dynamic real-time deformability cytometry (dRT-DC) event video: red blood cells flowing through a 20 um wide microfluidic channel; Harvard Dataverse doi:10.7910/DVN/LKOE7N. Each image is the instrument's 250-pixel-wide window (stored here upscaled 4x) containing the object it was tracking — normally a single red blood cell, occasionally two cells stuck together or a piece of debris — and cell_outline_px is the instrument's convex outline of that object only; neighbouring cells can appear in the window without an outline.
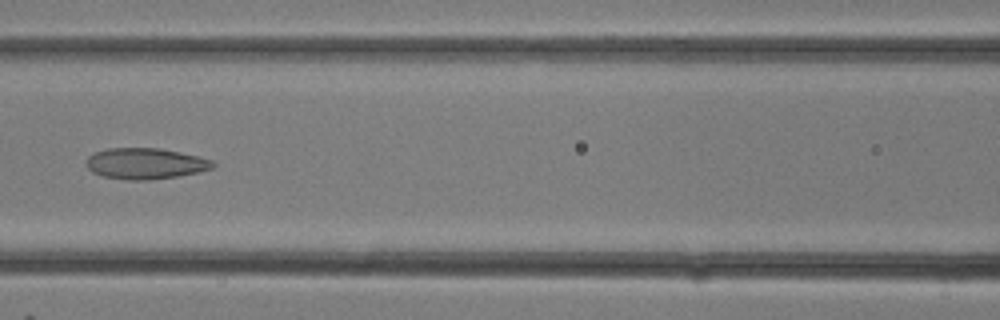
{"species": "common noctule bat (a hibernating species)", "species_latin": "Nyctalus noctula", "temperature_condition": "room temperature", "stored_images_in_passage": 28, "camera_frame_rate_fps": 3000, "um_per_image_px": 0.085, "animal": {"sex": "female"}, "frame": {"image": 1, "passage_image": 12, "time_ms": 3.667, "image_size_px": [1000, 320], "cell_outline_px": [[216, 164], [212, 168], [200, 172], [180, 176], [148, 180], [128, 180], [104, 176], [92, 172], [88, 168], [88, 156], [96, 152], [108, 148], [160, 148], [180, 152], [212, 160]], "centroid_in_image_um": [12.39, 13.9], "position_along_channel_um": 154.2, "area_um2": 22.77}}
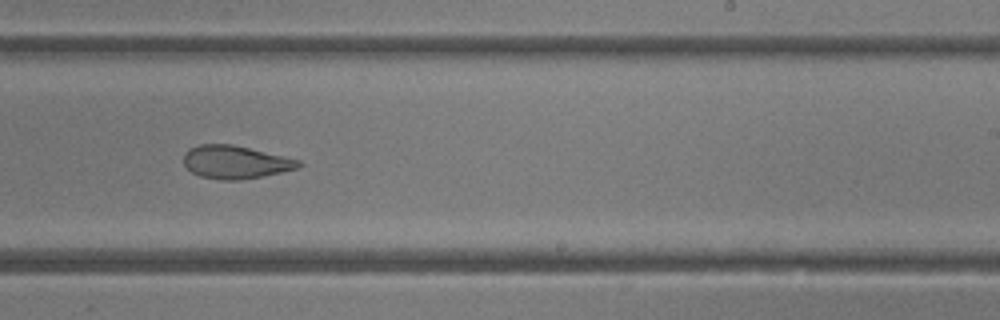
{"frame": {"image": 2, "passage_image": 17, "time_ms": 5.333, "image_size_px": [1000, 320], "cell_outline_px": [[304, 164], [300, 168], [264, 176], [240, 180], [220, 180], [200, 176], [192, 172], [184, 164], [184, 152], [188, 148], [200, 144], [232, 144], [300, 160]], "centroid_in_image_um": [20.02, 13.78], "position_along_channel_um": 269.0, "area_um2": 22.25}}
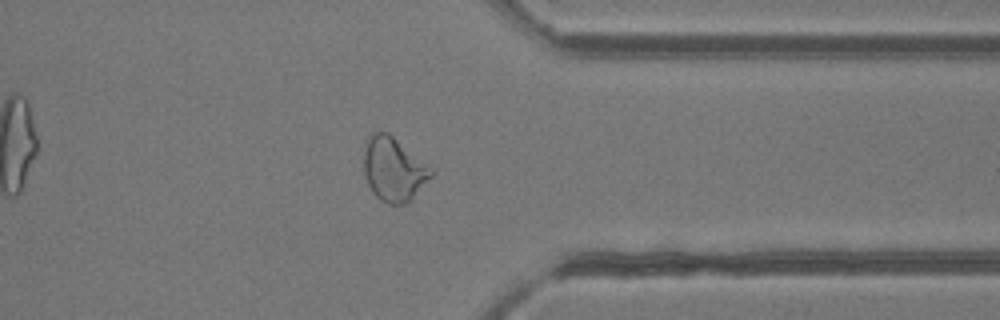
{"frame": {"image": 3, "passage_image": 22, "time_ms": 7.0, "image_size_px": [1000, 320], "cell_outline_px": [[436, 172], [404, 204], [388, 204], [380, 200], [372, 192], [364, 176], [364, 152], [368, 140], [372, 132], [388, 132], [432, 168]], "centroid_in_image_um": [33.44, 14.38], "position_along_channel_um": 378.0, "area_um2": 24.68}}